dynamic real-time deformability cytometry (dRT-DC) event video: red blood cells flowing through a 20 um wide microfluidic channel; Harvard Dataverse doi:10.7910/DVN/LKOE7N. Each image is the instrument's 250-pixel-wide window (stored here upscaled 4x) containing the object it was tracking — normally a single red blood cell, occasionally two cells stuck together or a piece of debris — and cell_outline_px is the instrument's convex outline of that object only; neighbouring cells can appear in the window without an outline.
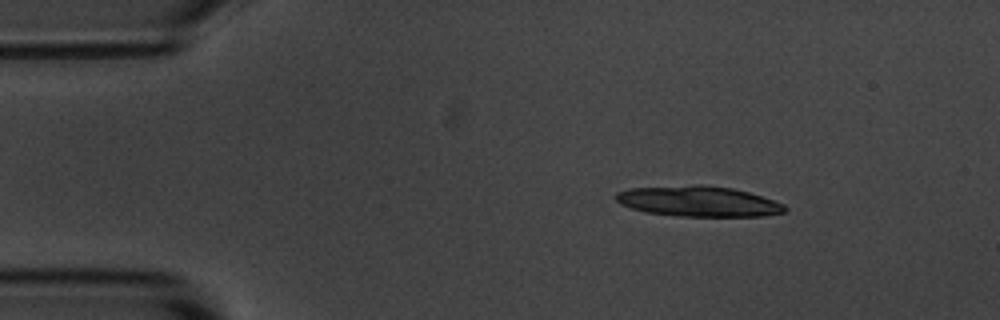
{"species": "common noctule bat (a hibernating species)", "species_latin": "Nyctalus noctula", "temperature_condition": "room temperature", "stored_images_in_passage": 4, "camera_frame_rate_fps": 3000, "um_per_image_px": 0.085, "animal": {"sex": "male", "body_mass_g": 20.1, "forearm_length_mm": 53.5}, "frame": {"image": 1, "passage_image": 1, "time_ms": 0.0, "image_size_px": [1000, 320], "cell_outline_px": [[788, 208], [784, 212], [764, 216], [680, 216], [648, 212], [632, 208], [620, 204], [616, 200], [616, 192], [628, 188], [692, 184], [700, 184], [732, 188], [748, 192], [784, 204]], "centroid_in_image_um": [59.35, 17.1], "position_along_channel_um": 25.7, "area_um2": 30.0}}
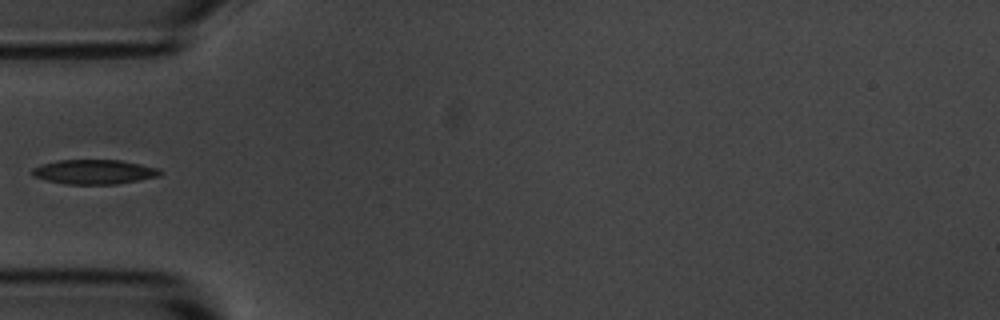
{"frame": {"image": 2, "passage_image": 4, "time_ms": 3.333, "image_size_px": [1000, 320], "cell_outline_px": [[164, 172], [160, 176], [116, 184], [64, 184], [44, 180], [32, 176], [32, 168], [44, 164], [60, 160], [120, 160], [140, 164], [156, 168]], "centroid_in_image_um": [7.99, 14.61], "position_along_channel_um": 77.0, "area_um2": 18.21}}